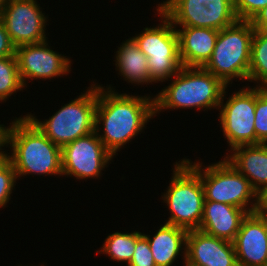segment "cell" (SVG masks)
Segmentation results:
<instances>
[{"mask_svg":"<svg viewBox=\"0 0 267 266\" xmlns=\"http://www.w3.org/2000/svg\"><path fill=\"white\" fill-rule=\"evenodd\" d=\"M112 89L110 85L104 88L97 84L95 124L99 139L115 156L120 148L145 128L147 122L155 116V108L154 97L150 98V95L133 96Z\"/></svg>","mask_w":267,"mask_h":266,"instance_id":"cell-1","label":"cell"},{"mask_svg":"<svg viewBox=\"0 0 267 266\" xmlns=\"http://www.w3.org/2000/svg\"><path fill=\"white\" fill-rule=\"evenodd\" d=\"M10 162L17 180L29 175H62L61 148L48 139L25 115L11 122L9 131Z\"/></svg>","mask_w":267,"mask_h":266,"instance_id":"cell-2","label":"cell"},{"mask_svg":"<svg viewBox=\"0 0 267 266\" xmlns=\"http://www.w3.org/2000/svg\"><path fill=\"white\" fill-rule=\"evenodd\" d=\"M154 97L155 116L171 109H218L227 86L203 67H184Z\"/></svg>","mask_w":267,"mask_h":266,"instance_id":"cell-3","label":"cell"},{"mask_svg":"<svg viewBox=\"0 0 267 266\" xmlns=\"http://www.w3.org/2000/svg\"><path fill=\"white\" fill-rule=\"evenodd\" d=\"M97 85H90L87 91L62 106L56 113L38 120L34 114L26 116L50 139L62 148L77 138L96 130Z\"/></svg>","mask_w":267,"mask_h":266,"instance_id":"cell-4","label":"cell"},{"mask_svg":"<svg viewBox=\"0 0 267 266\" xmlns=\"http://www.w3.org/2000/svg\"><path fill=\"white\" fill-rule=\"evenodd\" d=\"M253 35L251 22L245 20H237L220 30L212 56L203 68L226 86L237 78L248 81Z\"/></svg>","mask_w":267,"mask_h":266,"instance_id":"cell-5","label":"cell"},{"mask_svg":"<svg viewBox=\"0 0 267 266\" xmlns=\"http://www.w3.org/2000/svg\"><path fill=\"white\" fill-rule=\"evenodd\" d=\"M179 162V163H178ZM175 162L173 176L163 201L170 210L165 223L187 231L200 227L205 202V194L199 174L184 160Z\"/></svg>","mask_w":267,"mask_h":266,"instance_id":"cell-6","label":"cell"},{"mask_svg":"<svg viewBox=\"0 0 267 266\" xmlns=\"http://www.w3.org/2000/svg\"><path fill=\"white\" fill-rule=\"evenodd\" d=\"M184 160L199 174L204 188L205 201L239 207L248 214L254 212L256 191L252 188L249 180L225 158L205 168L198 161L191 162L187 158Z\"/></svg>","mask_w":267,"mask_h":266,"instance_id":"cell-7","label":"cell"},{"mask_svg":"<svg viewBox=\"0 0 267 266\" xmlns=\"http://www.w3.org/2000/svg\"><path fill=\"white\" fill-rule=\"evenodd\" d=\"M156 10L162 23L155 27H145L142 33L132 36L148 58L151 84L172 79L182 67L177 30L158 8Z\"/></svg>","mask_w":267,"mask_h":266,"instance_id":"cell-8","label":"cell"},{"mask_svg":"<svg viewBox=\"0 0 267 266\" xmlns=\"http://www.w3.org/2000/svg\"><path fill=\"white\" fill-rule=\"evenodd\" d=\"M157 8L176 29L180 25L220 31L238 20L232 0H166Z\"/></svg>","mask_w":267,"mask_h":266,"instance_id":"cell-9","label":"cell"},{"mask_svg":"<svg viewBox=\"0 0 267 266\" xmlns=\"http://www.w3.org/2000/svg\"><path fill=\"white\" fill-rule=\"evenodd\" d=\"M225 93L224 90L218 107L221 109L219 110V122L230 150L240 145L256 144L254 128L256 87L243 86L242 89L240 88L239 91L229 96L226 103L223 102Z\"/></svg>","mask_w":267,"mask_h":266,"instance_id":"cell-10","label":"cell"},{"mask_svg":"<svg viewBox=\"0 0 267 266\" xmlns=\"http://www.w3.org/2000/svg\"><path fill=\"white\" fill-rule=\"evenodd\" d=\"M62 175L76 179H97L114 156L95 131L77 138L61 148Z\"/></svg>","mask_w":267,"mask_h":266,"instance_id":"cell-11","label":"cell"},{"mask_svg":"<svg viewBox=\"0 0 267 266\" xmlns=\"http://www.w3.org/2000/svg\"><path fill=\"white\" fill-rule=\"evenodd\" d=\"M40 9L36 0H9L0 11V19L15 47L48 40L45 34L48 17Z\"/></svg>","mask_w":267,"mask_h":266,"instance_id":"cell-12","label":"cell"},{"mask_svg":"<svg viewBox=\"0 0 267 266\" xmlns=\"http://www.w3.org/2000/svg\"><path fill=\"white\" fill-rule=\"evenodd\" d=\"M15 55L24 87L27 79H52L71 71L70 58L52 50L47 40L16 47Z\"/></svg>","mask_w":267,"mask_h":266,"instance_id":"cell-13","label":"cell"},{"mask_svg":"<svg viewBox=\"0 0 267 266\" xmlns=\"http://www.w3.org/2000/svg\"><path fill=\"white\" fill-rule=\"evenodd\" d=\"M185 266H238L233 242L199 229L189 230Z\"/></svg>","mask_w":267,"mask_h":266,"instance_id":"cell-14","label":"cell"},{"mask_svg":"<svg viewBox=\"0 0 267 266\" xmlns=\"http://www.w3.org/2000/svg\"><path fill=\"white\" fill-rule=\"evenodd\" d=\"M238 266L267 264V236L264 221L249 213L243 220L233 241Z\"/></svg>","mask_w":267,"mask_h":266,"instance_id":"cell-15","label":"cell"},{"mask_svg":"<svg viewBox=\"0 0 267 266\" xmlns=\"http://www.w3.org/2000/svg\"><path fill=\"white\" fill-rule=\"evenodd\" d=\"M180 28L176 30L182 66L204 67L212 56L219 30L199 27Z\"/></svg>","mask_w":267,"mask_h":266,"instance_id":"cell-16","label":"cell"},{"mask_svg":"<svg viewBox=\"0 0 267 266\" xmlns=\"http://www.w3.org/2000/svg\"><path fill=\"white\" fill-rule=\"evenodd\" d=\"M248 213L239 207L205 201L199 230L230 242L235 240L242 220Z\"/></svg>","mask_w":267,"mask_h":266,"instance_id":"cell-17","label":"cell"},{"mask_svg":"<svg viewBox=\"0 0 267 266\" xmlns=\"http://www.w3.org/2000/svg\"><path fill=\"white\" fill-rule=\"evenodd\" d=\"M225 159L250 182L258 191L267 185V144L236 146Z\"/></svg>","mask_w":267,"mask_h":266,"instance_id":"cell-18","label":"cell"},{"mask_svg":"<svg viewBox=\"0 0 267 266\" xmlns=\"http://www.w3.org/2000/svg\"><path fill=\"white\" fill-rule=\"evenodd\" d=\"M187 232L183 228L164 223L152 238L150 235L143 233L149 242L156 266H173V262L182 253L184 260L183 266H185Z\"/></svg>","mask_w":267,"mask_h":266,"instance_id":"cell-19","label":"cell"},{"mask_svg":"<svg viewBox=\"0 0 267 266\" xmlns=\"http://www.w3.org/2000/svg\"><path fill=\"white\" fill-rule=\"evenodd\" d=\"M115 53L116 70L123 79L137 85L150 84L148 58L132 37L122 42Z\"/></svg>","mask_w":267,"mask_h":266,"instance_id":"cell-20","label":"cell"},{"mask_svg":"<svg viewBox=\"0 0 267 266\" xmlns=\"http://www.w3.org/2000/svg\"><path fill=\"white\" fill-rule=\"evenodd\" d=\"M143 233L134 231L131 233L114 232L107 236L101 249L96 253H103L111 257V260L126 262L127 265L132 260L137 239Z\"/></svg>","mask_w":267,"mask_h":266,"instance_id":"cell-21","label":"cell"},{"mask_svg":"<svg viewBox=\"0 0 267 266\" xmlns=\"http://www.w3.org/2000/svg\"><path fill=\"white\" fill-rule=\"evenodd\" d=\"M248 81L257 82L258 87L267 85V31L254 30Z\"/></svg>","mask_w":267,"mask_h":266,"instance_id":"cell-22","label":"cell"},{"mask_svg":"<svg viewBox=\"0 0 267 266\" xmlns=\"http://www.w3.org/2000/svg\"><path fill=\"white\" fill-rule=\"evenodd\" d=\"M16 55L0 58V103L23 90Z\"/></svg>","mask_w":267,"mask_h":266,"instance_id":"cell-23","label":"cell"},{"mask_svg":"<svg viewBox=\"0 0 267 266\" xmlns=\"http://www.w3.org/2000/svg\"><path fill=\"white\" fill-rule=\"evenodd\" d=\"M256 144H267V89L256 86L254 122Z\"/></svg>","mask_w":267,"mask_h":266,"instance_id":"cell-24","label":"cell"},{"mask_svg":"<svg viewBox=\"0 0 267 266\" xmlns=\"http://www.w3.org/2000/svg\"><path fill=\"white\" fill-rule=\"evenodd\" d=\"M16 179V171L9 157L0 159V208L5 207L11 199Z\"/></svg>","mask_w":267,"mask_h":266,"instance_id":"cell-25","label":"cell"},{"mask_svg":"<svg viewBox=\"0 0 267 266\" xmlns=\"http://www.w3.org/2000/svg\"><path fill=\"white\" fill-rule=\"evenodd\" d=\"M238 20L250 21L261 9L267 6V0H232Z\"/></svg>","mask_w":267,"mask_h":266,"instance_id":"cell-26","label":"cell"},{"mask_svg":"<svg viewBox=\"0 0 267 266\" xmlns=\"http://www.w3.org/2000/svg\"><path fill=\"white\" fill-rule=\"evenodd\" d=\"M127 266H156L149 242L143 234L137 239L134 255Z\"/></svg>","mask_w":267,"mask_h":266,"instance_id":"cell-27","label":"cell"},{"mask_svg":"<svg viewBox=\"0 0 267 266\" xmlns=\"http://www.w3.org/2000/svg\"><path fill=\"white\" fill-rule=\"evenodd\" d=\"M16 47L12 44L10 36L5 28L3 21L0 19V58L14 56Z\"/></svg>","mask_w":267,"mask_h":266,"instance_id":"cell-28","label":"cell"},{"mask_svg":"<svg viewBox=\"0 0 267 266\" xmlns=\"http://www.w3.org/2000/svg\"><path fill=\"white\" fill-rule=\"evenodd\" d=\"M254 213L267 215V185L256 191V204Z\"/></svg>","mask_w":267,"mask_h":266,"instance_id":"cell-29","label":"cell"},{"mask_svg":"<svg viewBox=\"0 0 267 266\" xmlns=\"http://www.w3.org/2000/svg\"><path fill=\"white\" fill-rule=\"evenodd\" d=\"M250 22L254 30L267 31V6L261 9Z\"/></svg>","mask_w":267,"mask_h":266,"instance_id":"cell-30","label":"cell"},{"mask_svg":"<svg viewBox=\"0 0 267 266\" xmlns=\"http://www.w3.org/2000/svg\"><path fill=\"white\" fill-rule=\"evenodd\" d=\"M11 123L8 127L3 124H0V159L7 157L10 153H6L2 147H9V131H10ZM5 152V153H4Z\"/></svg>","mask_w":267,"mask_h":266,"instance_id":"cell-31","label":"cell"},{"mask_svg":"<svg viewBox=\"0 0 267 266\" xmlns=\"http://www.w3.org/2000/svg\"><path fill=\"white\" fill-rule=\"evenodd\" d=\"M263 221H264V226H265V231H266V236H267V215L263 214H257Z\"/></svg>","mask_w":267,"mask_h":266,"instance_id":"cell-32","label":"cell"},{"mask_svg":"<svg viewBox=\"0 0 267 266\" xmlns=\"http://www.w3.org/2000/svg\"><path fill=\"white\" fill-rule=\"evenodd\" d=\"M9 0H0V11L6 6Z\"/></svg>","mask_w":267,"mask_h":266,"instance_id":"cell-33","label":"cell"}]
</instances>
